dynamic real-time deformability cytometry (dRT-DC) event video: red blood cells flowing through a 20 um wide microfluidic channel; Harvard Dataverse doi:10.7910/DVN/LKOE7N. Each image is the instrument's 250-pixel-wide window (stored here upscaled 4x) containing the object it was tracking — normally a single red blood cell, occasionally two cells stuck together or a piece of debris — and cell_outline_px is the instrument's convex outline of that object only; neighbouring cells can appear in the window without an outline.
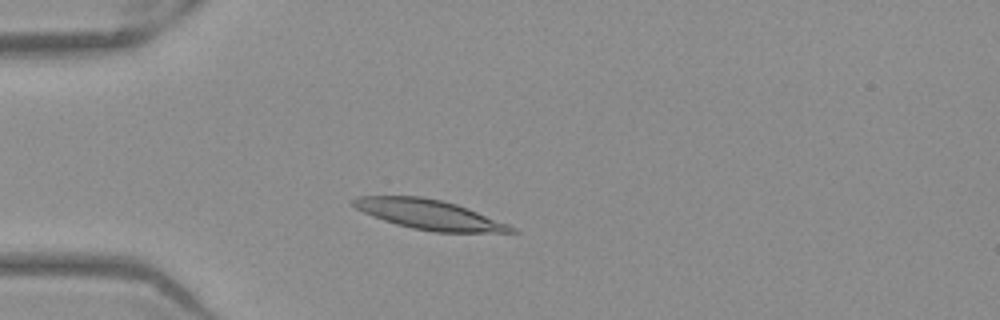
{"species": "Egyptian fruit bat (a non-hibernating species)", "species_latin": "Rousettus aegyptiacus", "temperature_condition": "warm", "stored_images_in_passage": 48, "camera_frame_rate_fps": 3000, "um_per_image_px": 0.085, "frame": {"image": 1, "passage_image": 10, "time_ms": 3.0, "image_size_px": [1000, 320], "cell_outline_px": [[520, 232], [436, 232], [412, 228], [396, 224], [372, 216], [348, 204], [348, 200], [356, 196], [420, 196], [440, 200], [456, 204], [468, 208], [508, 224], [516, 228]], "centroid_in_image_um": [36.42, 18.23], "position_along_channel_um": 48.6, "area_um2": 27.34}}
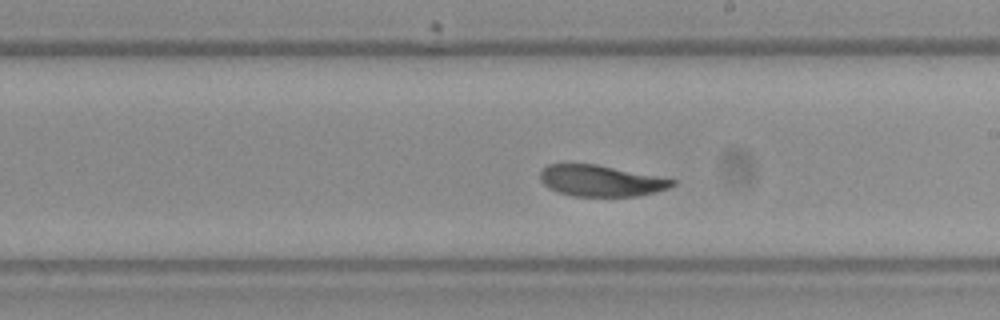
{"frame": {"image": 2, "passage_image": 26, "time_ms": 8.333, "image_size_px": [1000, 320], "cell_outline_px": [[676, 184], [668, 188], [656, 192], [640, 196], [572, 196], [556, 192], [548, 188], [540, 180], [540, 172], [548, 164], [596, 164], [676, 180]], "centroid_in_image_um": [51.05, 15.38], "position_along_channel_um": 237.9, "area_um2": 23.99}}
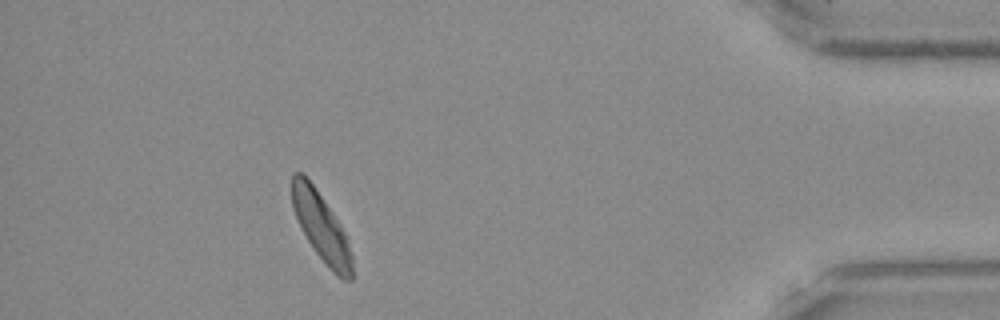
{"frame": {"image": 3, "passage_image": 43, "time_ms": 14.0, "image_size_px": [1000, 320], "cell_outline_px": [[352, 280], [344, 280], [336, 276], [328, 268], [316, 252], [308, 240], [292, 208], [292, 172], [300, 172], [312, 184], [332, 212], [340, 224], [344, 232], [352, 256]], "centroid_in_image_um": [27.31, 19.33], "position_along_channel_um": 407.9, "area_um2": 23.35}, "authors_computed_cell_mechanics": {"area_um2": 25.7499, "velocity_mm_per_s": 3.8802, "shape_relaxation_time_tau1_ms": 5.8286, "shape_relaxation_time_tau2_ms": 7.3929, "deformation_change_tau1": 0.193, "deformation_change_tau2": 0.1308}}